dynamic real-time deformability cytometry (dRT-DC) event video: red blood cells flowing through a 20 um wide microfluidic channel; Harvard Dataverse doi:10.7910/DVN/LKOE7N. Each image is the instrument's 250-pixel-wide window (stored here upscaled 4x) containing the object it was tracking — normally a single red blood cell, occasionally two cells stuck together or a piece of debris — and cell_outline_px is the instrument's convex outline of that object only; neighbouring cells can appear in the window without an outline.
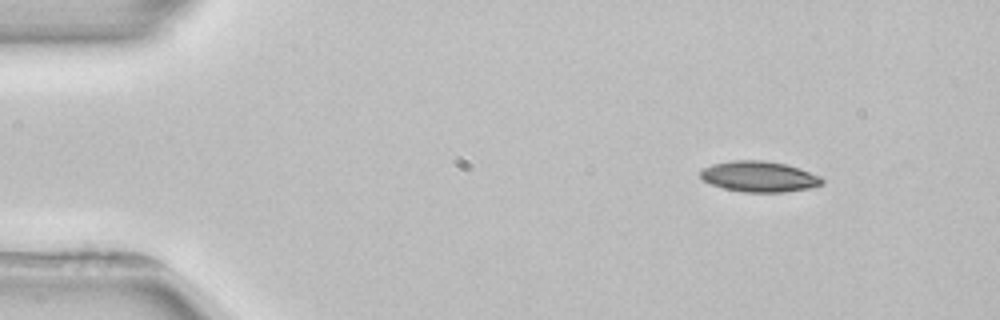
{"species": "common noctule bat (a hibernating species)", "species_latin": "Nyctalus noctula", "temperature_condition": "room temperature", "stored_images_in_passage": 3, "camera_frame_rate_fps": 3000, "um_per_image_px": 0.085, "animal": {"sex": "female", "body_mass_g": 22.7, "forearm_length_mm": 54.2}, "frame": {"image": 1, "passage_image": 1, "time_ms": 0.0, "image_size_px": [1000, 320], "cell_outline_px": [[824, 184], [812, 188], [784, 192], [744, 192], [724, 188], [712, 184], [704, 180], [700, 176], [700, 172], [704, 168], [712, 164], [732, 160], [764, 160], [784, 164], [800, 168], [820, 176], [824, 180]], "centroid_in_image_um": [64.57, 15.01], "position_along_channel_um": 20.4, "area_um2": 21.79}}